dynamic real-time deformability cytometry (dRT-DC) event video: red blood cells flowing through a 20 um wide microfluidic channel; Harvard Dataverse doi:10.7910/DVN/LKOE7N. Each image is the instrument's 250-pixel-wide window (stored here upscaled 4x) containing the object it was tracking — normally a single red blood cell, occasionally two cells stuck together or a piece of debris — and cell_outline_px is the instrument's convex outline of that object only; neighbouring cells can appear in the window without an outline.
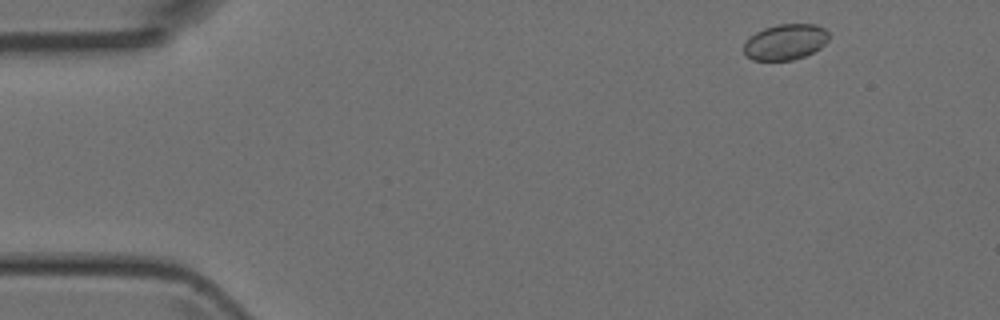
{"species": "Egyptian fruit bat (a non-hibernating species)", "species_latin": "Rousettus aegyptiacus", "temperature_condition": "room temperature", "stored_images_in_passage": 4, "camera_frame_rate_fps": 3000, "um_per_image_px": 0.085, "animal": {"sex": "female"}, "frame": {"image": 1, "passage_image": 1, "time_ms": 0.0, "image_size_px": [1000, 320], "cell_outline_px": [[828, 40], [820, 48], [804, 56], [792, 60], [752, 60], [744, 56], [744, 44], [756, 32], [764, 28], [776, 24], [816, 24], [824, 28], [828, 32]], "centroid_in_image_um": [66.75, 3.56], "position_along_channel_um": 18.3, "area_um2": 17.69}}